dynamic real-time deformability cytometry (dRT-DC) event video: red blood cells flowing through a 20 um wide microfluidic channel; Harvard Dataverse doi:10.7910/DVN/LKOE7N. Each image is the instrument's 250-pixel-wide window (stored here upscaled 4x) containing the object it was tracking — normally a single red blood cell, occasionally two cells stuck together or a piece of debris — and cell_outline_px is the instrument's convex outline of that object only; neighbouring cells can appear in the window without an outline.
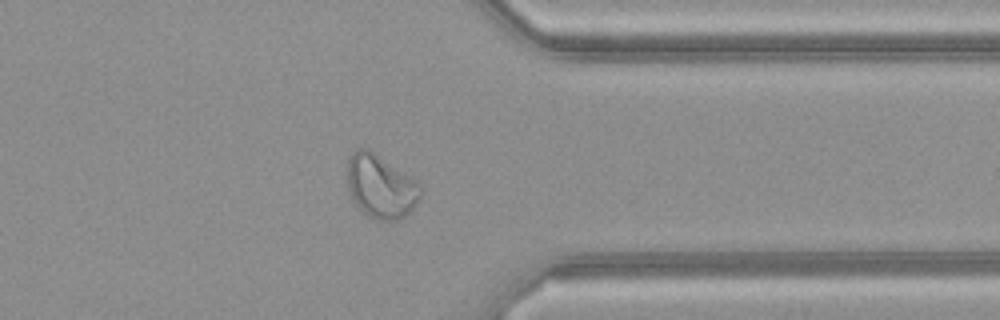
{"species": "common noctule bat (a hibernating species)", "species_latin": "Nyctalus noctula", "temperature_condition": "warm", "stored_images_in_passage": 37, "camera_frame_rate_fps": 3000, "um_per_image_px": 0.085, "animal": {"sex": "female", "body_mass_g": 21.9}, "frame": {"image": 1, "passage_image": 27, "time_ms": 8.667, "image_size_px": [1000, 320], "cell_outline_px": [[420, 196], [416, 204], [404, 216], [396, 220], [380, 220], [368, 216], [356, 204], [348, 192], [348, 160], [352, 152], [356, 148], [368, 148], [412, 176], [420, 184]], "centroid_in_image_um": [32.35, 15.82], "position_along_channel_um": 379.0, "area_um2": 26.99}, "authors_computed_cell_mechanics": {"area_um2": 24.276, "velocity_mm_per_s": 4.1606, "shape_relaxation_time_tau1_ms": null, "shape_relaxation_time_tau2_ms": 1.4593, "deformation_change_tau1": null, "deformation_change_tau2": 0.0801}}